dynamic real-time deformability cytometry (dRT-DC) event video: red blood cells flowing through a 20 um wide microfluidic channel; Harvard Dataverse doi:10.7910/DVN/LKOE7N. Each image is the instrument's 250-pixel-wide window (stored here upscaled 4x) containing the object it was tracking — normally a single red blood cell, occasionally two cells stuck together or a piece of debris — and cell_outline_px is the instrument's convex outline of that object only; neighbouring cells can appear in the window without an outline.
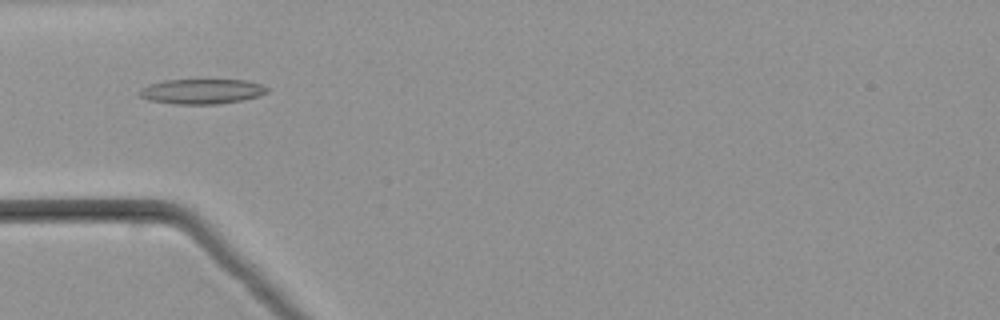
{"species": "common noctule bat (a hibernating species)", "species_latin": "Nyctalus noctula", "temperature_condition": "warm", "stored_images_in_passage": 52, "camera_frame_rate_fps": 3000, "um_per_image_px": 0.085, "animal": {"sex": "male", "body_mass_g": 21.5, "forearm_length_mm": 52.0}, "frame": {"image": 1, "passage_image": 17, "time_ms": 5.333, "image_size_px": [1000, 320], "cell_outline_px": [[268, 92], [256, 96], [240, 100], [216, 104], [176, 104], [148, 100], [140, 96], [136, 92], [152, 84], [164, 80], [248, 80], [260, 84], [268, 88]], "centroid_in_image_um": [17.14, 7.77], "position_along_channel_um": 67.9, "area_um2": 18.32}}
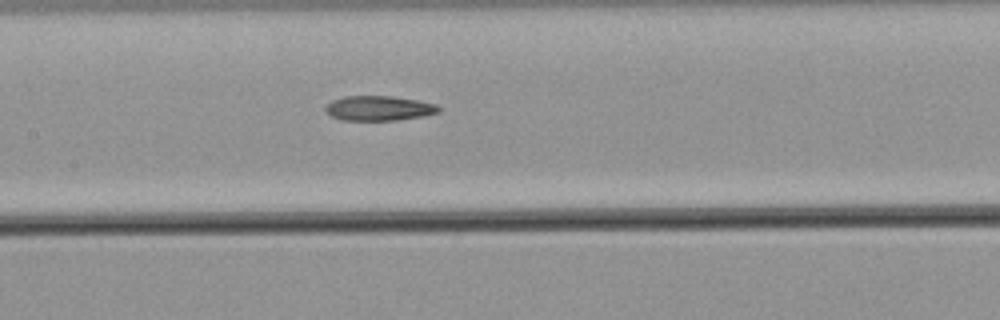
{"frame": {"image": 2, "passage_image": 25, "time_ms": 8.0, "image_size_px": [1000, 320], "cell_outline_px": [[440, 112], [420, 116], [396, 120], [344, 120], [332, 116], [324, 112], [324, 108], [332, 100], [344, 96], [392, 96], [416, 100], [436, 104], [440, 108]], "centroid_in_image_um": [32.17, 9.19], "position_along_channel_um": 175.2, "area_um2": 16.24}}
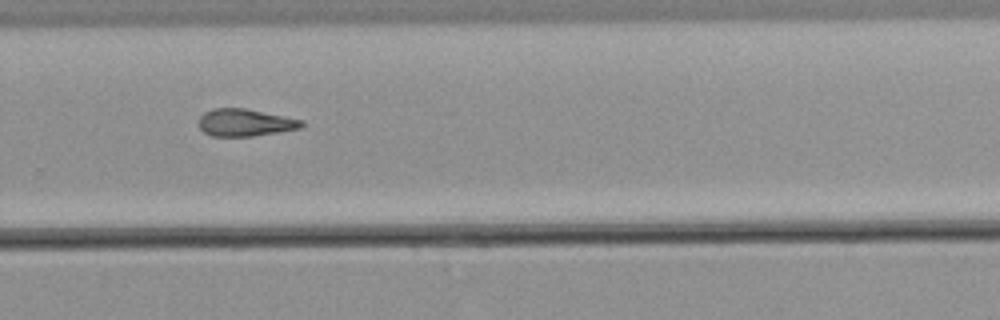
{"frame": {"image": 3, "passage_image": 35, "time_ms": 11.333, "image_size_px": [1000, 320], "cell_outline_px": [[304, 124], [300, 128], [280, 132], [252, 136], [212, 136], [204, 132], [200, 128], [200, 116], [204, 112], [212, 108], [244, 108], [304, 120]], "centroid_in_image_um": [20.84, 10.42], "position_along_channel_um": 309.0, "area_um2": 16.3}}